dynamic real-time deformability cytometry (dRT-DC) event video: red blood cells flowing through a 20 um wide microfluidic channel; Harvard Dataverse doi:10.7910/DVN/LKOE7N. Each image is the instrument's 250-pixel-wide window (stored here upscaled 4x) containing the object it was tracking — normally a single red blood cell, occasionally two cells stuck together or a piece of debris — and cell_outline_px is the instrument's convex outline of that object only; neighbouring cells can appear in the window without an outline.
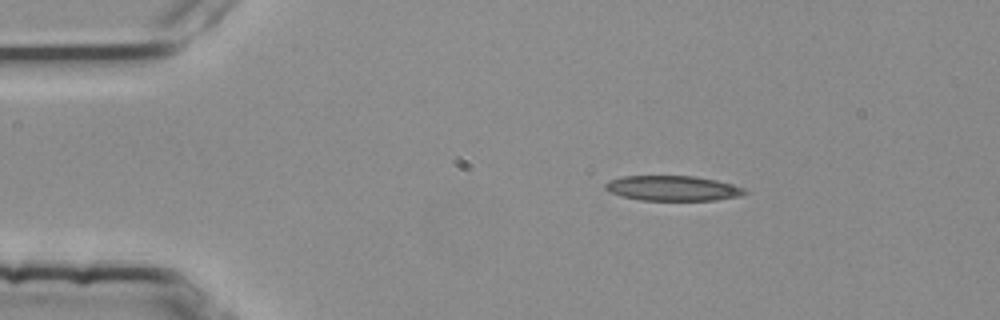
{"species": "common noctule bat (a hibernating species)", "species_latin": "Nyctalus noctula", "temperature_condition": "room temperature", "stored_images_in_passage": 2, "camera_frame_rate_fps": 3000, "um_per_image_px": 0.085, "animal": {"sex": "female", "body_mass_g": 25.1}, "frame": {"image": 1, "passage_image": 1, "time_ms": 0.0, "image_size_px": [1000, 320], "cell_outline_px": [[748, 192], [740, 196], [716, 200], [640, 200], [620, 196], [608, 192], [604, 188], [604, 184], [608, 180], [624, 176], [696, 176], [716, 180], [744, 188]], "centroid_in_image_um": [57.13, 16.0], "position_along_channel_um": 27.9, "area_um2": 20.46}}